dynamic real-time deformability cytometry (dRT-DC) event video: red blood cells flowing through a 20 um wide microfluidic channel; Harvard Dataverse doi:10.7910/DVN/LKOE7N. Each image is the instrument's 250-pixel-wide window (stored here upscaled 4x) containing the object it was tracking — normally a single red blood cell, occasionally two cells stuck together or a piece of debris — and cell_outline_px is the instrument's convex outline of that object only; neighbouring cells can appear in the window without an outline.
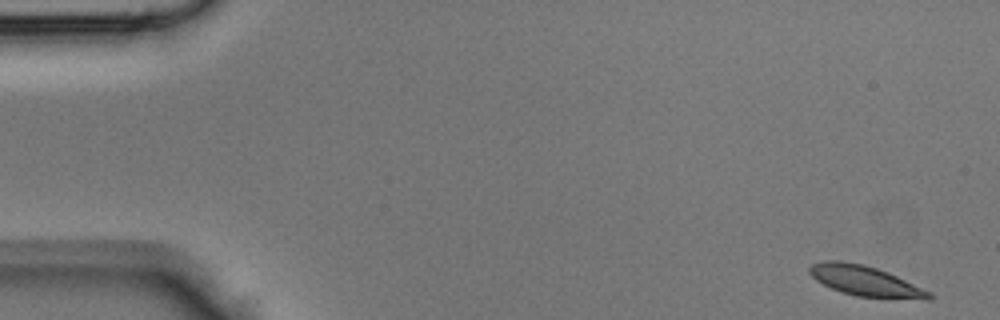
{"species": "Egyptian fruit bat (a non-hibernating species)", "species_latin": "Rousettus aegyptiacus", "temperature_condition": "room temperature", "stored_images_in_passage": 43, "camera_frame_rate_fps": 3000, "um_per_image_px": 0.085, "animal": {"sex": "male"}, "frame": {"image": 1, "passage_image": 1, "time_ms": 0.0, "image_size_px": [1000, 320], "cell_outline_px": [[936, 296], [932, 300], [928, 300], [856, 296], [840, 292], [816, 280], [808, 272], [808, 268], [812, 264], [824, 260], [840, 260], [864, 264], [888, 272], [932, 292]], "centroid_in_image_um": [73.59, 23.88], "position_along_channel_um": 11.4, "area_um2": 21.33}}
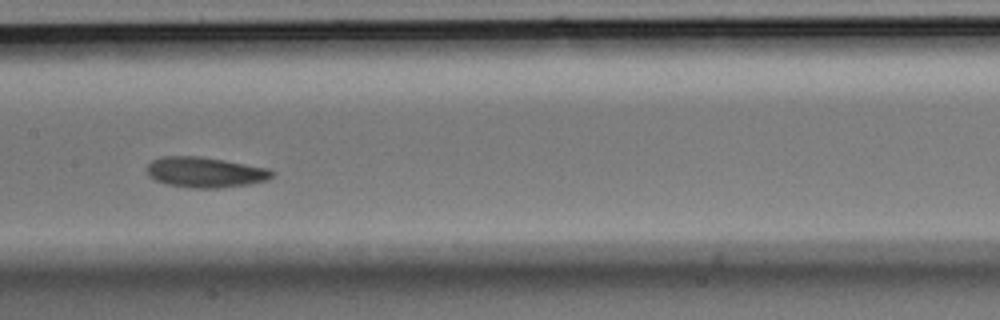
{"frame": {"image": 2, "passage_image": 21, "time_ms": 6.667, "image_size_px": [1000, 320], "cell_outline_px": [[276, 172], [268, 180], [248, 184], [220, 188], [192, 188], [168, 184], [156, 180], [148, 176], [148, 164], [152, 160], [160, 156], [200, 156], [224, 160], [268, 168]], "centroid_in_image_um": [17.45, 14.64], "position_along_channel_um": 189.9, "area_um2": 22.2}}
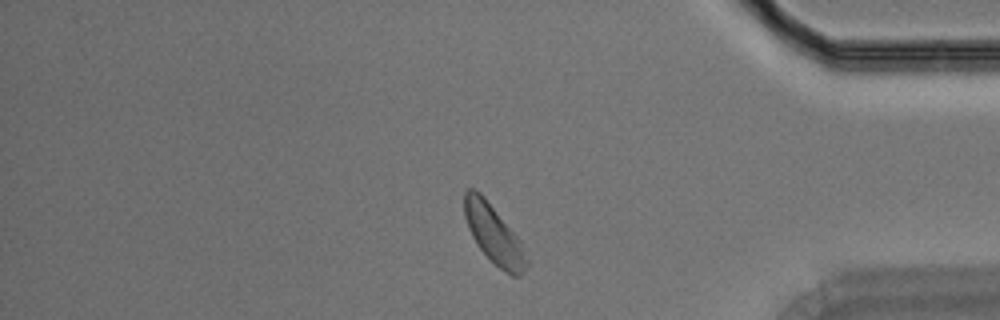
{"frame": {"image": 3, "passage_image": 36, "time_ms": 11.667, "image_size_px": [1000, 320], "cell_outline_px": [[528, 264], [520, 276], [512, 276], [504, 272], [476, 244], [468, 228], [464, 216], [464, 192], [468, 188], [476, 188], [484, 196], [520, 240], [528, 260]], "centroid_in_image_um": [41.96, 19.89], "position_along_channel_um": 393.2, "area_um2": 21.04}}